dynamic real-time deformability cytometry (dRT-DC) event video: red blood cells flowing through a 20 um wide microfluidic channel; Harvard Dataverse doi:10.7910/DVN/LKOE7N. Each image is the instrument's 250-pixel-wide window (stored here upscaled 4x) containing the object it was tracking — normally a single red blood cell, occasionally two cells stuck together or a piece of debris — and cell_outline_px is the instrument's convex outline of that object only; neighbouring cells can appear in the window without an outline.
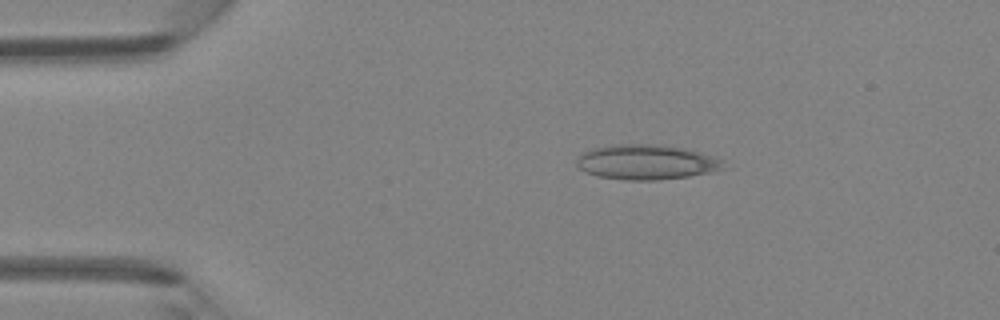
{"species": "Egyptian fruit bat (a non-hibernating species)", "species_latin": "Rousettus aegyptiacus", "temperature_condition": "room temperature", "stored_images_in_passage": 3, "camera_frame_rate_fps": 3000, "um_per_image_px": 0.085, "animal": {"sex": "female"}, "frame": {"image": 1, "passage_image": 2, "time_ms": 0.333, "image_size_px": [1000, 320], "cell_outline_px": [[724, 160], [720, 168], [712, 172], [688, 176], [656, 180], [624, 180], [596, 176], [580, 168], [576, 164], [576, 160], [584, 152], [592, 148], [612, 144], [652, 144], [688, 148]], "centroid_in_image_um": [54.92, 13.77], "position_along_channel_um": 30.1, "area_um2": 29.77}}